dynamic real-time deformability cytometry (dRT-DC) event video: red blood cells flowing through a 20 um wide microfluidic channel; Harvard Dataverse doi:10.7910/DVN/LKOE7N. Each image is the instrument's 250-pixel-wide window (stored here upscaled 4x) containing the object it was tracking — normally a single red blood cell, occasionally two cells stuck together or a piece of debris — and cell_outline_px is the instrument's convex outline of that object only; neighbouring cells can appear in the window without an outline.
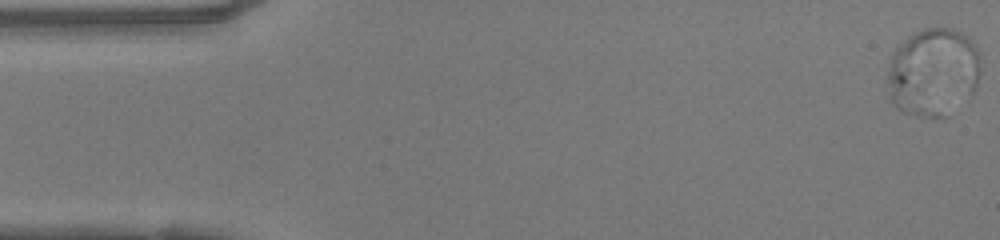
{"species": "human", "species_latin": "Homo sapiens", "temperature_condition": "warm", "stored_images_in_passage": 50, "camera_frame_rate_fps": 3000, "um_per_image_px": 0.085, "donor": {"sex": "female"}, "frame": {"image": 1, "passage_image": 1, "time_ms": 0.0, "image_size_px": [1000, 240], "cell_outline_px": [[980, 72], [976, 88], [972, 96], [968, 100], [948, 116], [916, 116], [904, 112], [892, 100], [888, 80], [888, 68], [892, 52], [908, 36], [924, 28], [952, 28], [968, 36], [976, 48]], "centroid_in_image_um": [79.35, 6.14], "position_along_channel_um": 5.7, "area_um2": 47.86}}
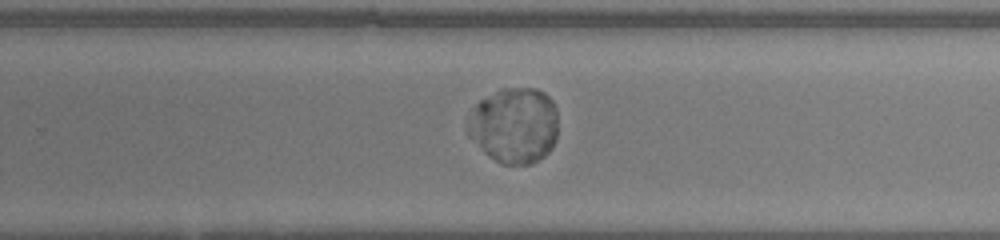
{"frame": {"image": 2, "passage_image": 32, "time_ms": 10.333, "image_size_px": [1000, 240], "cell_outline_px": [[556, 140], [552, 148], [544, 156], [532, 164], [500, 164], [488, 156], [468, 136], [468, 120], [476, 104], [480, 100], [500, 88], [536, 88], [544, 92], [552, 100], [556, 108]], "centroid_in_image_um": [43.72, 10.66], "position_along_channel_um": 286.1, "area_um2": 40.06}}
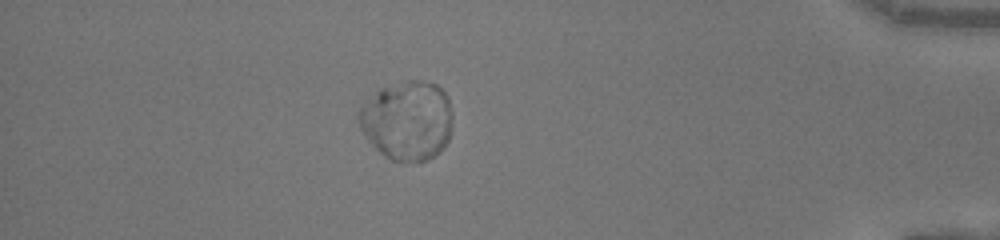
{"frame": {"image": 3, "passage_image": 44, "time_ms": 14.333, "image_size_px": [1000, 240], "cell_outline_px": [[452, 120], [448, 140], [444, 148], [440, 152], [428, 160], [416, 164], [404, 164], [392, 160], [384, 156], [368, 140], [360, 128], [360, 108], [380, 88], [400, 80], [420, 80], [436, 84], [448, 96], [452, 112]], "centroid_in_image_um": [34.66, 10.27], "position_along_channel_um": 400.5, "area_um2": 43.93}, "authors_computed_cell_mechanics": {"area_um2": 41.0958, "velocity_mm_per_s": 4.0095, "shape_relaxation_time_tau1_ms": 1.3696, "shape_relaxation_time_tau2_ms": null, "deformation_change_tau1": 0.0084, "deformation_change_tau2": null}}